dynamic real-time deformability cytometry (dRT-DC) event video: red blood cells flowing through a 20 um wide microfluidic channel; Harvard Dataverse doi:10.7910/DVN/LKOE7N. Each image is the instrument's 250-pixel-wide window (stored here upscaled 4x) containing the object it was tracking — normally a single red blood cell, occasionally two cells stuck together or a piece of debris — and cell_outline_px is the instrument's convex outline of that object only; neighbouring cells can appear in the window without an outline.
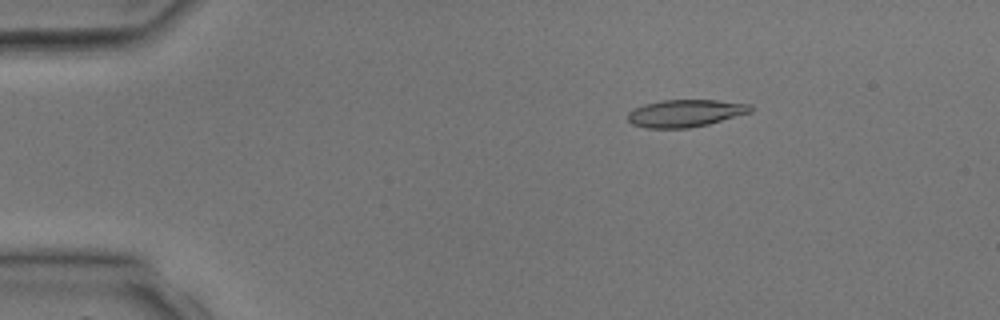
{"species": "common noctule bat (a hibernating species)", "species_latin": "Nyctalus noctula", "temperature_condition": "room temperature", "stored_images_in_passage": 2, "camera_frame_rate_fps": 3000, "um_per_image_px": 0.085, "animal": {"sex": "male", "body_mass_g": 17.9, "forearm_length_mm": 54.2}, "frame": {"image": 1, "passage_image": 2, "time_ms": 1.333, "image_size_px": [1000, 320], "cell_outline_px": [[752, 112], [708, 124], [688, 128], [644, 128], [632, 124], [628, 120], [628, 112], [632, 108], [644, 104], [660, 100], [716, 100], [752, 104]], "centroid_in_image_um": [58.23, 9.62], "position_along_channel_um": 26.8, "area_um2": 19.71}}